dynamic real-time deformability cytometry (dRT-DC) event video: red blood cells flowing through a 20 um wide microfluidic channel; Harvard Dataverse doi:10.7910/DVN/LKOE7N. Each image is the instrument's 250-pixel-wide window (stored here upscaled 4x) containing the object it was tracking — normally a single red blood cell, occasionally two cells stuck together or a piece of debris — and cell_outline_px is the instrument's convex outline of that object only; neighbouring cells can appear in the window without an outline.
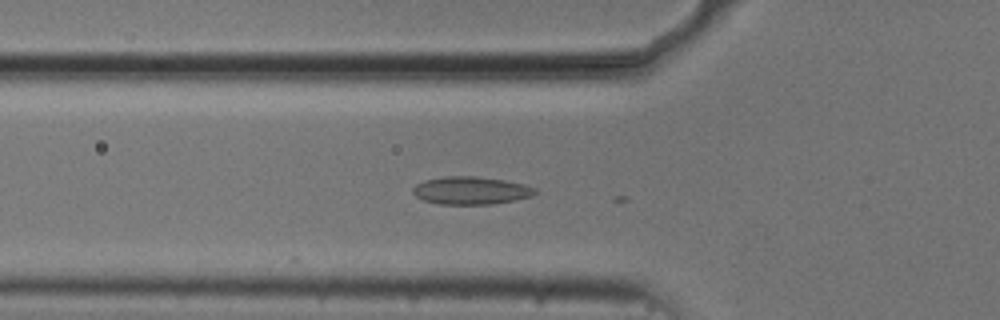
{"species": "common noctule bat (a hibernating species)", "species_latin": "Nyctalus noctula", "temperature_condition": "cold", "stored_images_in_passage": 13, "camera_frame_rate_fps": 3000, "um_per_image_px": 0.085, "animal": {"sex": "male", "body_mass_g": 20.5, "forearm_length_mm": 52.5}, "frame": {"image": 1, "passage_image": 12, "time_ms": 3.667, "image_size_px": [1000, 320], "cell_outline_px": [[536, 192], [532, 196], [492, 204], [436, 204], [424, 200], [416, 196], [412, 192], [412, 188], [416, 184], [424, 180], [444, 176], [476, 176], [504, 180], [524, 184], [536, 188]], "centroid_in_image_um": [39.99, 16.18], "position_along_channel_um": 85.8, "area_um2": 19.77}}